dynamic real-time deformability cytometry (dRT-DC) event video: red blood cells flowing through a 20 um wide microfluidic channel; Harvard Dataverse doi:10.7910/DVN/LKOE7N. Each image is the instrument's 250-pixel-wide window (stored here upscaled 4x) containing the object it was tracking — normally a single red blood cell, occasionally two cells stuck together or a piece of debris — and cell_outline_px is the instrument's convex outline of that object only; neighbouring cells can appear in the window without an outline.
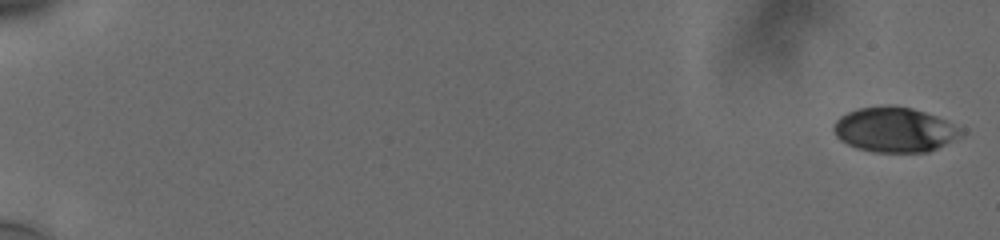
{"species": "human", "species_latin": "Homo sapiens", "temperature_condition": "cold", "stored_images_in_passage": 10, "camera_frame_rate_fps": 3000, "um_per_image_px": 0.085, "donor": {"sex": "male"}, "frame": {"image": 1, "passage_image": 1, "time_ms": 0.0, "image_size_px": [1000, 240], "cell_outline_px": [[964, 136], [928, 152], [876, 152], [856, 148], [840, 140], [836, 136], [832, 128], [832, 124], [840, 116], [856, 108], [884, 104], [892, 104], [912, 108], [936, 116], [964, 128]], "centroid_in_image_um": [76.05, 11.01], "position_along_channel_um": 8.9, "area_um2": 33.93}}